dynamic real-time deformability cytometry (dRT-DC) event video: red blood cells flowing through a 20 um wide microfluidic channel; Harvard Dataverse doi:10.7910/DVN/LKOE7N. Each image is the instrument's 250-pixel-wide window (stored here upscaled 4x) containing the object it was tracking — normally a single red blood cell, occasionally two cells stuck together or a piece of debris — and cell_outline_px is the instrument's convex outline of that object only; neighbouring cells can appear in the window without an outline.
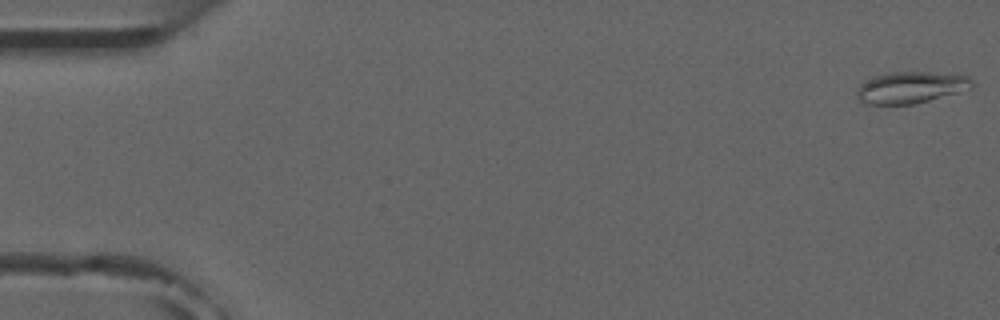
{"species": "common noctule bat (a hibernating species)", "species_latin": "Nyctalus noctula", "temperature_condition": "room temperature", "stored_images_in_passage": 5, "camera_frame_rate_fps": 3000, "um_per_image_px": 0.085, "animal": {"sex": "male", "forearm_length_mm": 52.5}, "frame": {"image": 1, "passage_image": 1, "time_ms": 0.0, "image_size_px": [1000, 320], "cell_outline_px": [[972, 88], [916, 104], [864, 104], [856, 96], [856, 88], [860, 84], [872, 76], [888, 72], [928, 72], [968, 76], [972, 80]], "centroid_in_image_um": [77.36, 7.43], "position_along_channel_um": 7.6, "area_um2": 21.27}}
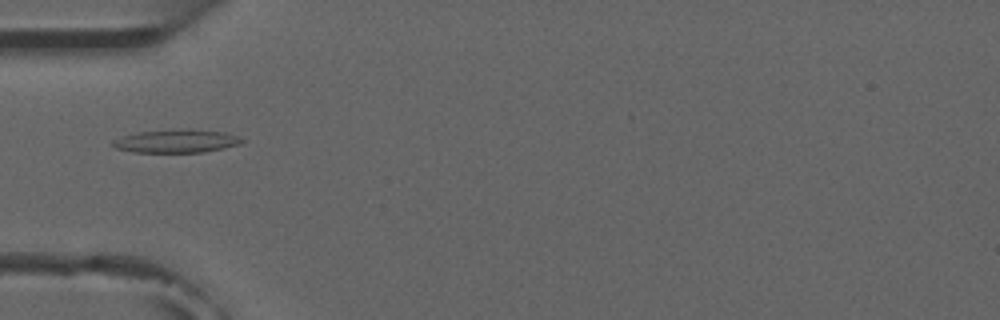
{"frame": {"image": 2, "passage_image": 5, "time_ms": 5.333, "image_size_px": [1000, 320], "cell_outline_px": [[244, 140], [240, 144], [224, 148], [204, 152], [132, 152], [116, 148], [112, 144], [112, 140], [136, 132], [180, 128], [188, 128], [224, 132], [236, 136]], "centroid_in_image_um": [14.99, 11.98], "position_along_channel_um": 70.0, "area_um2": 17.57}}